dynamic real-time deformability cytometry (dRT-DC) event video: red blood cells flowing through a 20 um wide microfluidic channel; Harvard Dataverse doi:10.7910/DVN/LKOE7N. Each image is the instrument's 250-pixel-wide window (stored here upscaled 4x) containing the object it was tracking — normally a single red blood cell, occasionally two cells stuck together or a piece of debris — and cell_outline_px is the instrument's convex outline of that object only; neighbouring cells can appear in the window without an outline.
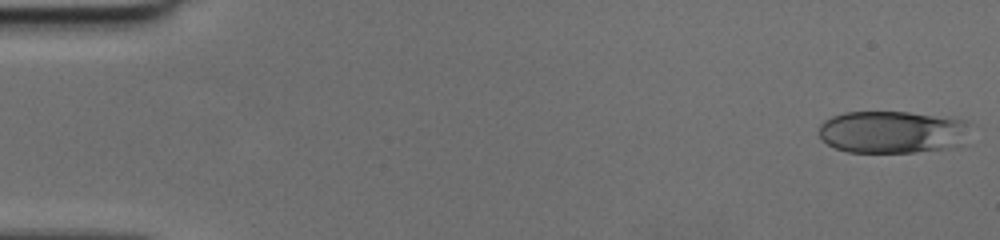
{"species": "human", "species_latin": "Homo sapiens", "temperature_condition": "cold", "stored_images_in_passage": 49, "camera_frame_rate_fps": 3000, "um_per_image_px": 0.085, "donor": {"sex": "female"}, "frame": {"image": 1, "passage_image": 1, "time_ms": 0.0, "image_size_px": [1000, 240], "cell_outline_px": [[968, 124], [960, 148], [916, 152], [848, 152], [836, 148], [820, 140], [820, 124], [824, 120], [832, 116], [844, 112], [908, 112], [968, 120]], "centroid_in_image_um": [75.84, 11.23], "position_along_channel_um": 9.2, "area_um2": 37.57}}
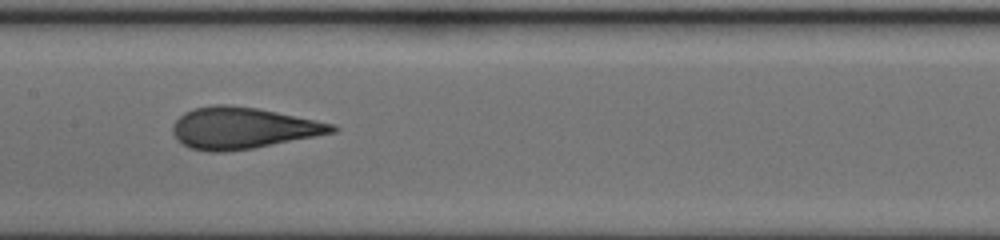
{"frame": {"image": 2, "passage_image": 25, "time_ms": 8.0, "image_size_px": [1000, 240], "cell_outline_px": [[340, 128], [336, 132], [252, 148], [224, 152], [208, 152], [188, 148], [176, 140], [172, 132], [172, 124], [184, 112], [192, 108], [216, 104], [228, 104], [256, 108], [336, 124]], "centroid_in_image_um": [20.59, 10.88], "position_along_channel_um": 186.8, "area_um2": 38.61}}
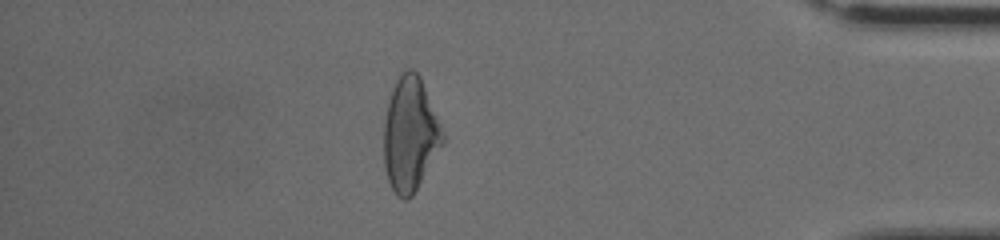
{"frame": {"image": 3, "passage_image": 43, "time_ms": 14.0, "image_size_px": [1000, 240], "cell_outline_px": [[444, 144], [412, 196], [408, 200], [404, 200], [396, 196], [388, 180], [384, 164], [384, 120], [388, 100], [392, 88], [400, 72], [408, 68], [412, 68], [420, 76], [444, 136]], "centroid_in_image_um": [34.84, 11.43], "position_along_channel_um": 400.4, "area_um2": 39.02}}